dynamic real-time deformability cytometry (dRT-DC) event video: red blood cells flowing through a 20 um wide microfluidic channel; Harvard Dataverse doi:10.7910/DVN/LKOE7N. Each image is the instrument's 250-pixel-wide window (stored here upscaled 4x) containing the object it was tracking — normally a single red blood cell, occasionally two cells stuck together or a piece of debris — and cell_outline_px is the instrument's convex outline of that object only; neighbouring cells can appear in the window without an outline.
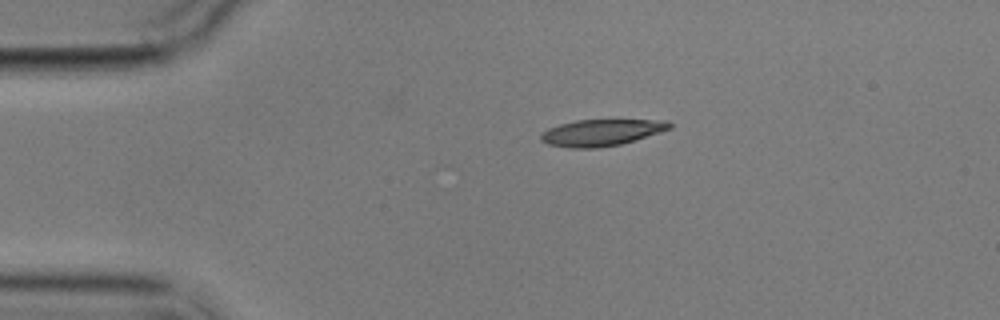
{"species": "common noctule bat (a hibernating species)", "species_latin": "Nyctalus noctula", "temperature_condition": "cold", "stored_images_in_passage": 2, "camera_frame_rate_fps": 3000, "um_per_image_px": 0.085, "animal": {"sex": "male", "body_mass_g": 17.9}, "frame": {"image": 1, "passage_image": 1, "time_ms": 0.0, "image_size_px": [1000, 320], "cell_outline_px": [[672, 128], [636, 140], [620, 144], [600, 148], [568, 148], [548, 144], [540, 140], [540, 136], [548, 128], [560, 124], [576, 120], [668, 120], [672, 124]], "centroid_in_image_um": [51.13, 11.27], "position_along_channel_um": 33.9, "area_um2": 19.94}}